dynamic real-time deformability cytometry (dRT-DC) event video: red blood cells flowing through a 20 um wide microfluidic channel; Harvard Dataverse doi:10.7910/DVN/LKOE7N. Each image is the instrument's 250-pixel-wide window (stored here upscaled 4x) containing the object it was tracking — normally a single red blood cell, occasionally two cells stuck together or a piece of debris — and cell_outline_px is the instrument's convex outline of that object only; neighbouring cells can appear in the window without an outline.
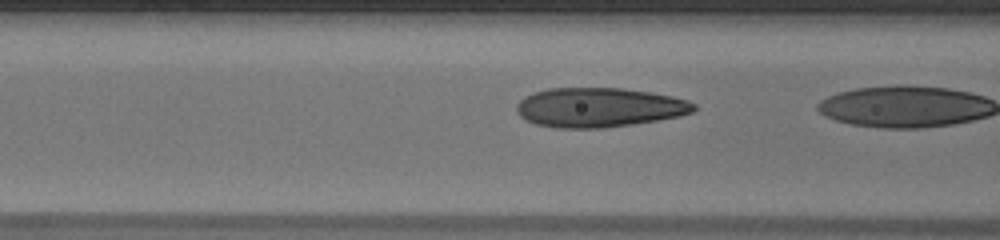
{"species": "human", "species_latin": "Homo sapiens", "temperature_condition": "warm", "stored_images_in_passage": 19, "camera_frame_rate_fps": 3000, "um_per_image_px": 0.085, "donor": {"sex": "male"}, "frame": {"image": 1, "passage_image": 17, "time_ms": 5.333, "image_size_px": [1000, 240], "cell_outline_px": [[696, 108], [692, 112], [680, 116], [660, 120], [604, 128], [556, 128], [536, 124], [520, 116], [516, 112], [516, 104], [524, 96], [532, 92], [548, 88], [620, 88], [652, 92], [672, 96], [688, 100], [696, 104]], "centroid_in_image_um": [50.92, 9.13], "position_along_channel_um": 115.7, "area_um2": 41.04}}